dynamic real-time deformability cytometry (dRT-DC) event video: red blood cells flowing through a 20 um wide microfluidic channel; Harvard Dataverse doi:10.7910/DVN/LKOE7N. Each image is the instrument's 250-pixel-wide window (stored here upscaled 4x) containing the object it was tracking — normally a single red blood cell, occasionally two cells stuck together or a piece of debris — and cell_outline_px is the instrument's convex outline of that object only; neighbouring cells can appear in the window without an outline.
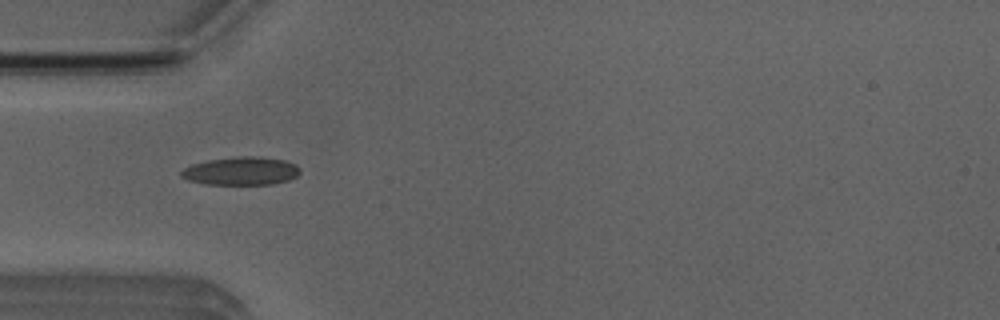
{"species": "Egyptian fruit bat (a non-hibernating species)", "species_latin": "Rousettus aegyptiacus", "temperature_condition": "room temperature", "stored_images_in_passage": 7, "camera_frame_rate_fps": 3000, "um_per_image_px": 0.085, "animal": {"sex": "male"}, "frame": {"image": 1, "passage_image": 5, "time_ms": 4.667, "image_size_px": [1000, 320], "cell_outline_px": [[300, 172], [296, 176], [288, 180], [272, 184], [208, 184], [188, 180], [180, 176], [180, 172], [184, 168], [192, 164], [208, 160], [236, 156], [256, 156], [284, 160], [296, 164], [300, 168]], "centroid_in_image_um": [20.5, 14.53], "position_along_channel_um": 64.5, "area_um2": 19.48}}